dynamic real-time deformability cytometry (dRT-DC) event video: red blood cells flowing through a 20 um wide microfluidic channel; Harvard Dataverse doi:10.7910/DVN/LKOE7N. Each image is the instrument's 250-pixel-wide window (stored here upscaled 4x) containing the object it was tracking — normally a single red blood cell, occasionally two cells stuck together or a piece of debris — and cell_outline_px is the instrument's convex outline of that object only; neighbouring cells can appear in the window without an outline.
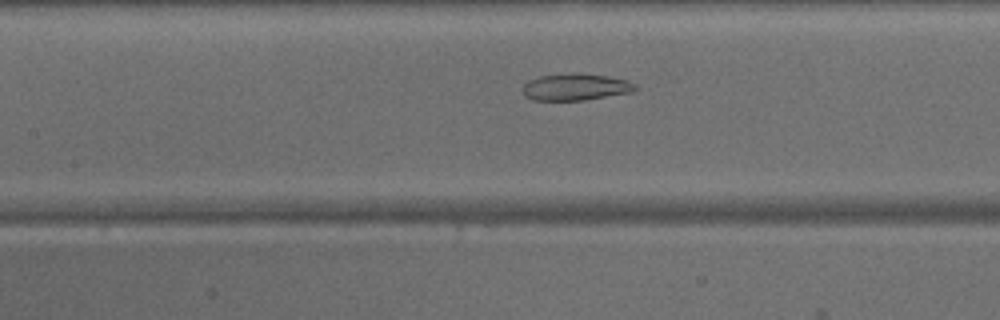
{"species": "common noctule bat (a hibernating species)", "species_latin": "Nyctalus noctula", "temperature_condition": "warm", "stored_images_in_passage": 35, "camera_frame_rate_fps": 3000, "um_per_image_px": 0.085, "animal": {"sex": "male", "body_mass_g": 15.6}, "frame": {"image": 1, "passage_image": 9, "time_ms": 2.667, "image_size_px": [1000, 320], "cell_outline_px": [[636, 88], [632, 92], [584, 100], [532, 100], [524, 96], [524, 84], [528, 80], [540, 76], [572, 72], [580, 72], [608, 76], [628, 80], [636, 84]], "centroid_in_image_um": [48.93, 7.38], "position_along_channel_um": 158.5, "area_um2": 17.74}}
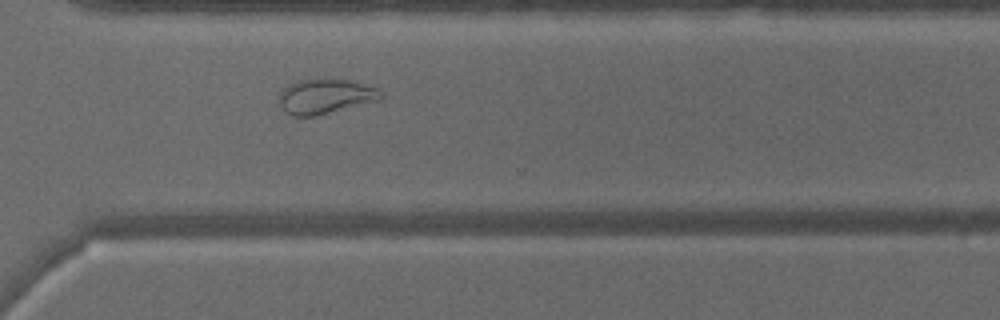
{"frame": {"image": 2, "passage_image": 22, "time_ms": 7.0, "image_size_px": [1000, 320], "cell_outline_px": [[384, 96], [380, 100], [312, 116], [292, 116], [280, 104], [280, 92], [288, 84], [300, 80], [348, 80], [364, 84], [376, 88], [384, 92]], "centroid_in_image_um": [27.69, 8.19], "position_along_channel_um": 342.9, "area_um2": 20.11}}
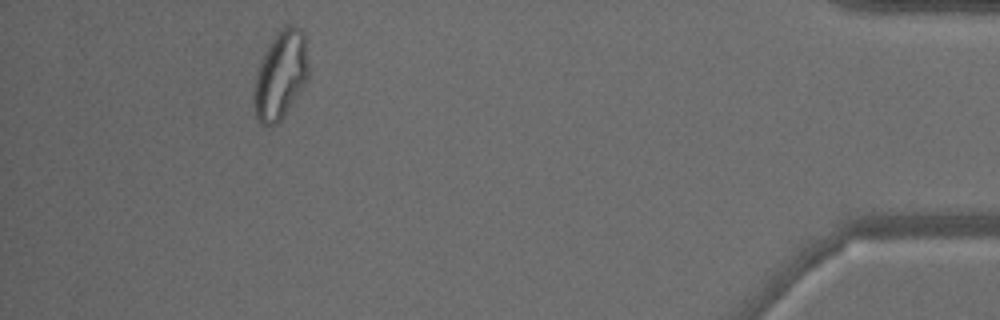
{"frame": {"image": 3, "passage_image": 31, "time_ms": 10.0, "image_size_px": [1000, 320], "cell_outline_px": [[308, 76], [284, 116], [272, 128], [260, 124], [256, 116], [252, 100], [256, 76], [264, 52], [272, 40], [284, 24], [292, 24], [300, 28], [304, 32], [308, 60]], "centroid_in_image_um": [23.84, 6.39], "position_along_channel_um": 411.4, "area_um2": 27.98}}